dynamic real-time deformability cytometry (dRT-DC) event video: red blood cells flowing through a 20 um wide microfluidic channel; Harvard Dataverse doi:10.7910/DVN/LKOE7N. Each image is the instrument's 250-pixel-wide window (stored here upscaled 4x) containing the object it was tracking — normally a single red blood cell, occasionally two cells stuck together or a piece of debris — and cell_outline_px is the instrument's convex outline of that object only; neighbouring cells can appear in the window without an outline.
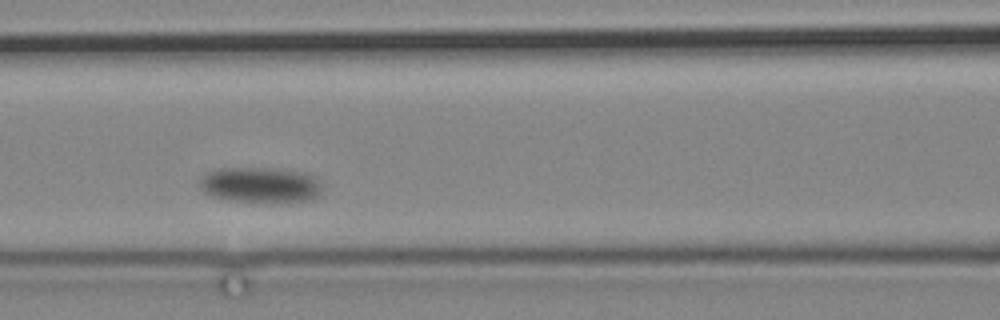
{"species": "common noctule bat (a hibernating species)", "species_latin": "Nyctalus noctula", "temperature_condition": "cold", "stored_images_in_passage": 5, "camera_frame_rate_fps": 3000, "um_per_image_px": 0.085, "animal": {"sex": "male", "body_mass_g": 19.2, "forearm_length_mm": 51.8}, "frame": {"image": 1, "passage_image": 4, "time_ms": 3.333, "image_size_px": [1000, 320], "cell_outline_px": [[324, 188], [320, 196], [312, 200], [280, 204], [268, 204], [224, 200], [212, 196], [204, 192], [200, 188], [200, 176], [208, 172], [220, 168], [276, 168], [308, 172], [316, 176], [324, 184]], "centroid_in_image_um": [22.24, 15.75], "position_along_channel_um": 144.4, "area_um2": 26.93}}